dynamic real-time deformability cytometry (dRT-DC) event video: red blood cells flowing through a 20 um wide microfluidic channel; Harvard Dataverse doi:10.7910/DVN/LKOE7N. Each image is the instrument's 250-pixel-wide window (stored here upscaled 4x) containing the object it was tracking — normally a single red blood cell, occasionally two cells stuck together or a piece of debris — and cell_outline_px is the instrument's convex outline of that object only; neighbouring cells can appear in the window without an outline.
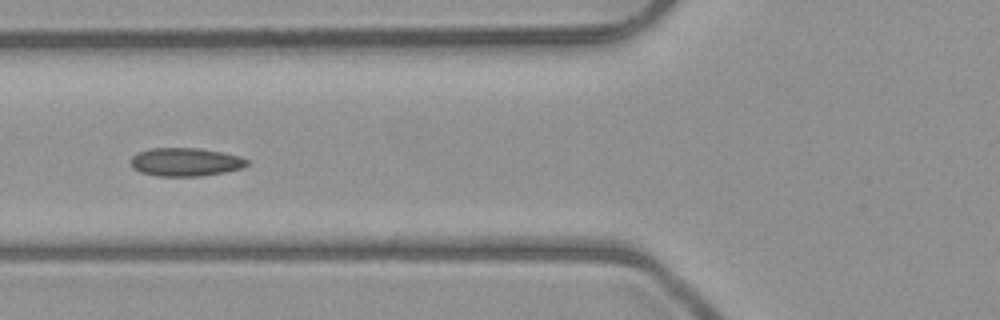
{"species": "common noctule bat (a hibernating species)", "species_latin": "Nyctalus noctula", "temperature_condition": "room temperature", "stored_images_in_passage": 6, "camera_frame_rate_fps": 3000, "um_per_image_px": 0.085, "animal": {"sex": "male", "body_mass_g": 23.1, "forearm_length_mm": 52.7}, "frame": {"image": 1, "passage_image": 5, "time_ms": 5.333, "image_size_px": [1000, 320], "cell_outline_px": [[248, 164], [244, 168], [224, 172], [200, 176], [156, 176], [140, 172], [132, 168], [128, 160], [136, 152], [152, 148], [200, 148], [240, 156], [248, 160]], "centroid_in_image_um": [15.72, 13.77], "position_along_channel_um": 110.1, "area_um2": 19.42}}
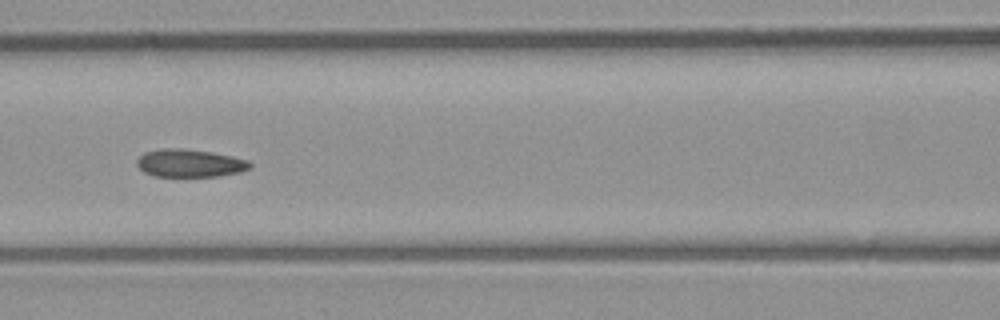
{"frame": {"image": 2, "passage_image": 6, "time_ms": 6.333, "image_size_px": [1000, 320], "cell_outline_px": [[252, 168], [240, 172], [220, 176], [156, 176], [144, 172], [136, 164], [136, 160], [144, 152], [164, 148], [184, 148], [212, 152], [232, 156], [248, 160], [252, 164]], "centroid_in_image_um": [16.15, 13.86], "position_along_channel_um": 150.4, "area_um2": 18.44}}